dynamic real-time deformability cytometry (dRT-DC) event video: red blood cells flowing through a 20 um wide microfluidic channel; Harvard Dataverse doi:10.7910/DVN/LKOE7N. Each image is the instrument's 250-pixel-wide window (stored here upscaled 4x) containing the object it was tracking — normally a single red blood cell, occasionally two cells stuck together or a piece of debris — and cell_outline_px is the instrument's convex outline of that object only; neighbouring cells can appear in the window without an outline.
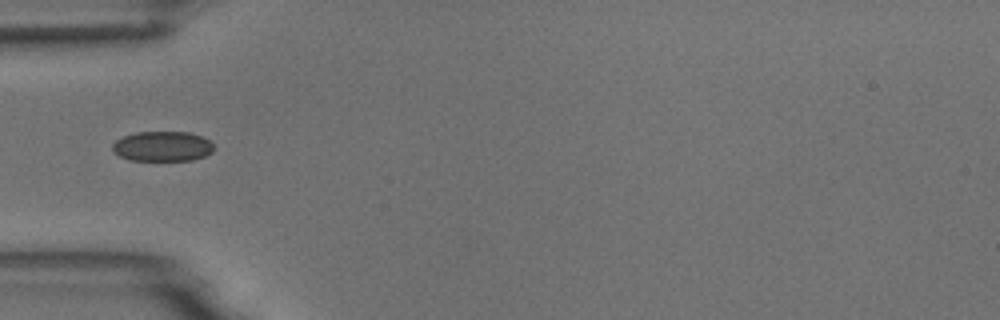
{"species": "common noctule bat (a hibernating species)", "species_latin": "Nyctalus noctula", "temperature_condition": "room temperature", "stored_images_in_passage": 7, "camera_frame_rate_fps": 3000, "um_per_image_px": 0.085, "animal": {"sex": "male", "body_mass_g": 18.8}, "frame": {"image": 1, "passage_image": 1, "time_ms": 0.0, "image_size_px": [1000, 320], "cell_outline_px": [[216, 148], [212, 152], [204, 156], [192, 160], [128, 160], [112, 152], [112, 144], [116, 140], [124, 136], [136, 132], [188, 132], [200, 136], [208, 140]], "centroid_in_image_um": [13.79, 12.44], "position_along_channel_um": 71.2, "area_um2": 17.74}}